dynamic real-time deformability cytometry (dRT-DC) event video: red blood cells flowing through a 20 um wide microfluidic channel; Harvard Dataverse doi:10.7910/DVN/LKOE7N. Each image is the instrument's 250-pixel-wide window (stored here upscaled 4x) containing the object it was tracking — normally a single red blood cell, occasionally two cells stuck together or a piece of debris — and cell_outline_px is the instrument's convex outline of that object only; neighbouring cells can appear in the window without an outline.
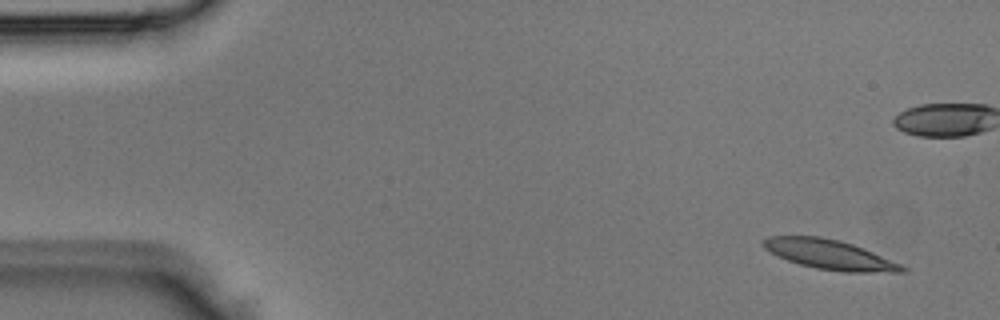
{"species": "Egyptian fruit bat (a non-hibernating species)", "species_latin": "Rousettus aegyptiacus", "temperature_condition": "room temperature", "stored_images_in_passage": 4, "segment_of_instrument_passage": [2, 2], "camera_frame_rate_fps": 3000, "um_per_image_px": 0.085, "animal": {"sex": "male"}, "frame": {"image": 1, "passage_image": 4, "time_ms": 1.0, "image_size_px": [1000, 320], "cell_outline_px": [[908, 272], [844, 272], [816, 268], [800, 264], [788, 260], [764, 248], [764, 240], [768, 236], [820, 236], [840, 240], [852, 244], [872, 252], [900, 264], [908, 268]], "centroid_in_image_um": [70.55, 21.64], "position_along_channel_um": 14.4, "area_um2": 23.58}}